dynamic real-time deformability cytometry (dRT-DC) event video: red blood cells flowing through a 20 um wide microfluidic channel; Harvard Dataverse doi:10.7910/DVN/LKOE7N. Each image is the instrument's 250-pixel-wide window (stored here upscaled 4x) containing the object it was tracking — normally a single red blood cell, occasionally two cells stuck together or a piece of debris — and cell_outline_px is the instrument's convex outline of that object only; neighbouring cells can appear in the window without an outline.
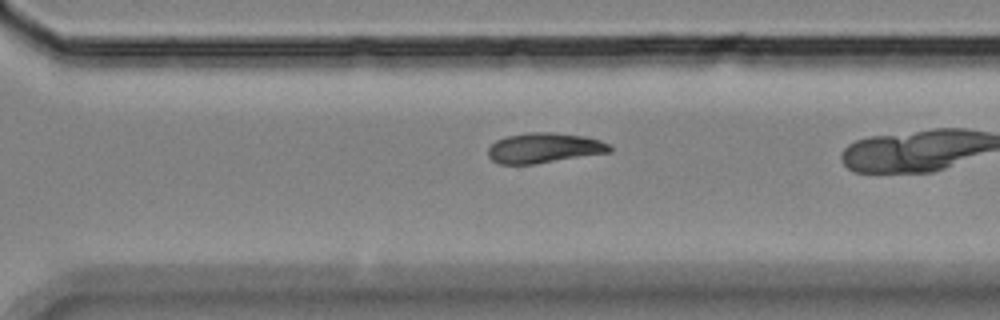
{"species": "Egyptian fruit bat (a non-hibernating species)", "species_latin": "Rousettus aegyptiacus", "temperature_condition": "room temperature", "stored_images_in_passage": 31, "camera_frame_rate_fps": 3000, "um_per_image_px": 0.085, "animal": {"sex": "female"}, "frame": {"image": 1, "passage_image": 27, "time_ms": 8.667, "image_size_px": [1000, 320], "cell_outline_px": [[612, 152], [536, 164], [500, 164], [492, 160], [488, 156], [488, 148], [496, 140], [508, 136], [528, 132], [552, 132], [584, 136], [600, 140], [608, 144], [612, 148]], "centroid_in_image_um": [46.26, 12.58], "position_along_channel_um": 324.3, "area_um2": 21.44}}